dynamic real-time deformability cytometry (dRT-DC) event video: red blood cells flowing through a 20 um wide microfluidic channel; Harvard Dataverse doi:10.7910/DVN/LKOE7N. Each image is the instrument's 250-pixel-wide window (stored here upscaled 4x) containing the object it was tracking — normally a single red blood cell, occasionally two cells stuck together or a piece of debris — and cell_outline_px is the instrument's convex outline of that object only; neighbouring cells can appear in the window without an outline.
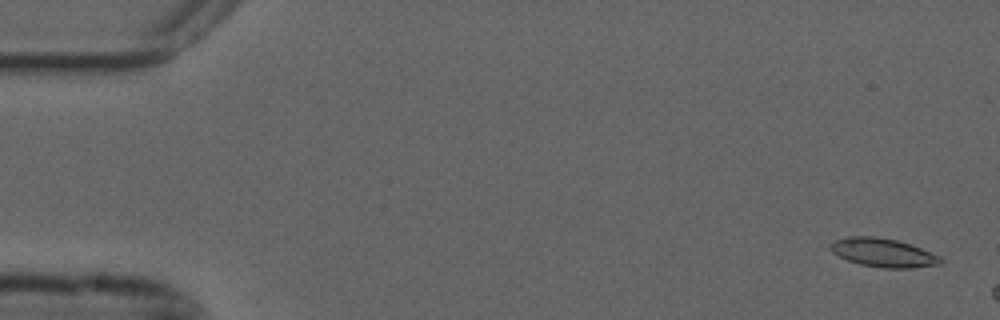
{"species": "common noctule bat (a hibernating species)", "species_latin": "Nyctalus noctula", "temperature_condition": "cold", "stored_images_in_passage": 7, "camera_frame_rate_fps": 3000, "um_per_image_px": 0.085, "animal": {"sex": "male", "forearm_length_mm": 52.5}, "frame": {"image": 1, "passage_image": 2, "time_ms": 0.333, "image_size_px": [1000, 320], "cell_outline_px": [[944, 260], [940, 264], [912, 268], [880, 268], [860, 264], [848, 260], [832, 252], [828, 248], [836, 240], [848, 236], [876, 236], [896, 240], [912, 244], [940, 256]], "centroid_in_image_um": [75.1, 21.48], "position_along_channel_um": 9.9, "area_um2": 18.44}}